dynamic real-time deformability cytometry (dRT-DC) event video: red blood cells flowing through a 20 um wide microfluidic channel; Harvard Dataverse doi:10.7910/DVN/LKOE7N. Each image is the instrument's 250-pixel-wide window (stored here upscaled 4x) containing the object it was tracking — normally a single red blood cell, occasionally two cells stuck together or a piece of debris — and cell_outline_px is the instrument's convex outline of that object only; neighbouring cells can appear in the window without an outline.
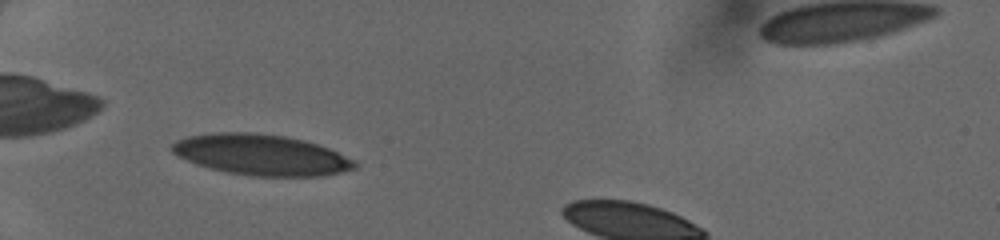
{"species": "human", "species_latin": "Homo sapiens", "temperature_condition": "cold", "stored_images_in_passage": 35, "camera_frame_rate_fps": 3000, "um_per_image_px": 0.085, "donor": {"sex": "female"}, "frame": {"image": 1, "passage_image": 9, "time_ms": 2.667, "image_size_px": [1000, 240], "cell_outline_px": [[356, 168], [324, 176], [252, 176], [228, 172], [196, 164], [172, 152], [168, 148], [176, 140], [188, 136], [212, 132], [256, 132], [284, 136], [304, 140], [328, 148], [356, 160]], "centroid_in_image_um": [22.2, 13.15], "position_along_channel_um": 62.8, "area_um2": 43.41}}
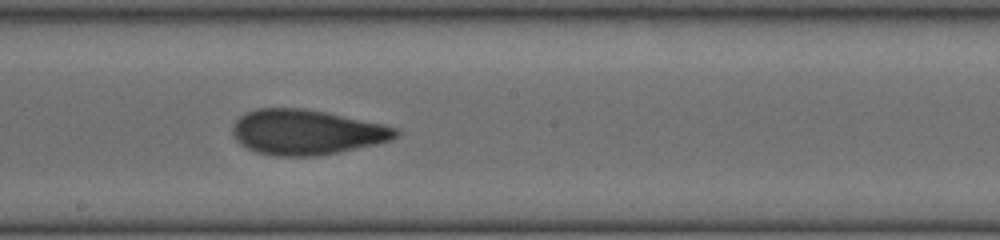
{"frame": {"image": 2, "passage_image": 21, "time_ms": 6.667, "image_size_px": [1000, 240], "cell_outline_px": [[400, 132], [392, 140], [340, 152], [316, 156], [276, 156], [256, 152], [240, 144], [236, 140], [232, 132], [232, 128], [236, 120], [240, 116], [256, 108], [304, 108], [384, 124], [400, 128]], "centroid_in_image_um": [26.06, 11.23], "position_along_channel_um": 222.1, "area_um2": 42.89}}
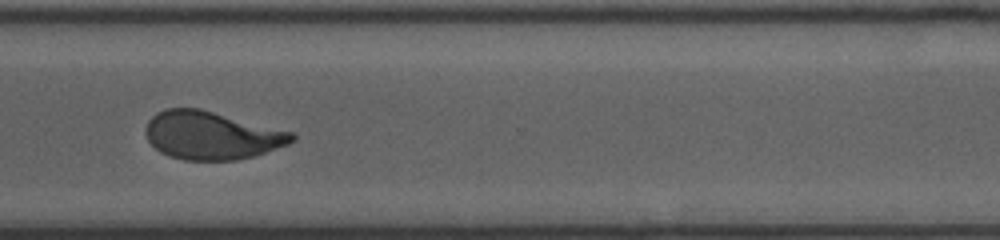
{"frame": {"image": 3, "passage_image": 30, "time_ms": 9.667, "image_size_px": [1000, 240], "cell_outline_px": [[296, 140], [288, 144], [252, 156], [236, 160], [184, 160], [168, 156], [160, 152], [148, 140], [144, 132], [144, 128], [148, 120], [156, 112], [164, 108], [200, 108], [292, 132], [296, 136]], "centroid_in_image_um": [17.93, 11.5], "position_along_channel_um": 352.7, "area_um2": 40.98}}